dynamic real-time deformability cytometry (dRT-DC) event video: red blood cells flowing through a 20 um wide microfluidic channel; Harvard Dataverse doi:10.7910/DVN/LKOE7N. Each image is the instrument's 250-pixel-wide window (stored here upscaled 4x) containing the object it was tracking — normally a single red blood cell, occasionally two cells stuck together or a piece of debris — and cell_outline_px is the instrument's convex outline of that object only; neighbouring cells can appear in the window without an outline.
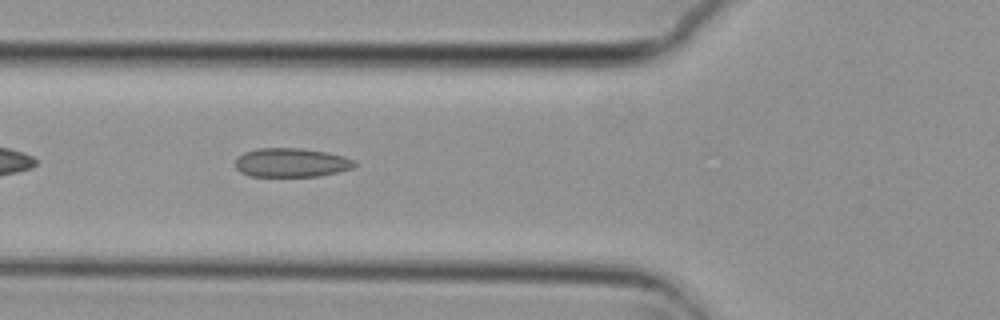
{"species": "common noctule bat (a hibernating species)", "species_latin": "Nyctalus noctula", "temperature_condition": "cold", "stored_images_in_passage": 41, "camera_frame_rate_fps": 3000, "um_per_image_px": 0.085, "animal": {"sex": "female", "body_mass_g": 29.2, "forearm_length_mm": 56.3}, "frame": {"image": 1, "passage_image": 6, "time_ms": 1.667, "image_size_px": [1000, 320], "cell_outline_px": [[356, 164], [352, 168], [320, 176], [248, 176], [240, 172], [236, 168], [236, 160], [244, 152], [256, 148], [300, 148], [328, 152], [344, 156], [352, 160]], "centroid_in_image_um": [24.74, 13.82], "position_along_channel_um": 101.1, "area_um2": 20.06}}
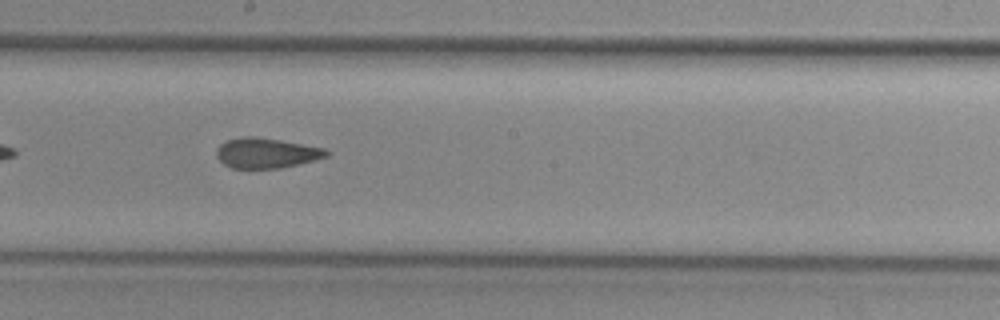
{"frame": {"image": 2, "passage_image": 16, "time_ms": 5.0, "image_size_px": [1000, 320], "cell_outline_px": [[328, 156], [280, 168], [232, 168], [224, 164], [216, 156], [216, 148], [220, 144], [228, 140], [240, 136], [256, 136], [280, 140], [324, 148], [328, 152]], "centroid_in_image_um": [22.58, 12.99], "position_along_channel_um": 225.6, "area_um2": 19.13}}
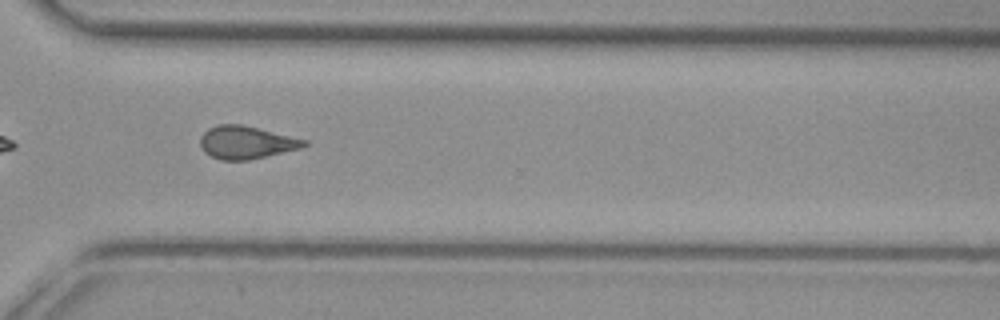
{"frame": {"image": 3, "passage_image": 26, "time_ms": 8.333, "image_size_px": [1000, 320], "cell_outline_px": [[308, 144], [300, 148], [248, 160], [220, 160], [204, 152], [200, 148], [200, 136], [208, 128], [216, 124], [240, 124], [308, 140]], "centroid_in_image_um": [20.88, 12.1], "position_along_channel_um": 349.7, "area_um2": 19.77}, "authors_computed_cell_mechanics": {"area_um2": 19.941, "velocity_mm_per_s": 3.7261, "shape_relaxation_time_tau1_ms": null, "shape_relaxation_time_tau2_ms": 2.3292, "deformation_change_tau1": null, "deformation_change_tau2": 0.0976}}